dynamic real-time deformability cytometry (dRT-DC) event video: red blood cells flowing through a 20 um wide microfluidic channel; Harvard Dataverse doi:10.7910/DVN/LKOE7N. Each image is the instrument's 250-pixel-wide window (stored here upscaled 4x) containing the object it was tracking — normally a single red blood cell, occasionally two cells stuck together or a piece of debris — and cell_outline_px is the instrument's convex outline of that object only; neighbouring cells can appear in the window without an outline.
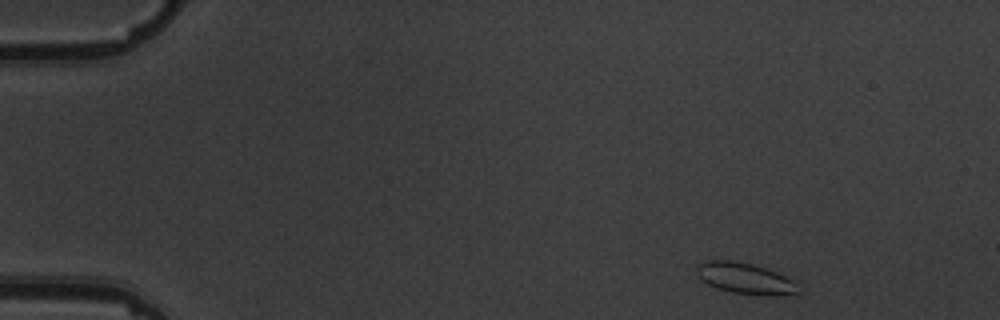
{"species": "common noctule bat (a hibernating species)", "species_latin": "Nyctalus noctula", "temperature_condition": "warm", "stored_images_in_passage": 4, "camera_frame_rate_fps": 3000, "um_per_image_px": 0.085, "animal": {"sex": "male", "body_mass_g": 19.5, "forearm_length_mm": 54.6}, "frame": {"image": 1, "passage_image": 1, "time_ms": 0.0, "image_size_px": [1000, 320], "cell_outline_px": [[800, 292], [780, 296], [764, 296], [732, 292], [716, 288], [700, 280], [696, 276], [696, 264], [704, 260], [732, 260], [752, 264], [776, 272], [792, 280], [796, 284]], "centroid_in_image_um": [63.28, 23.66], "position_along_channel_um": 21.7, "area_um2": 18.61}}
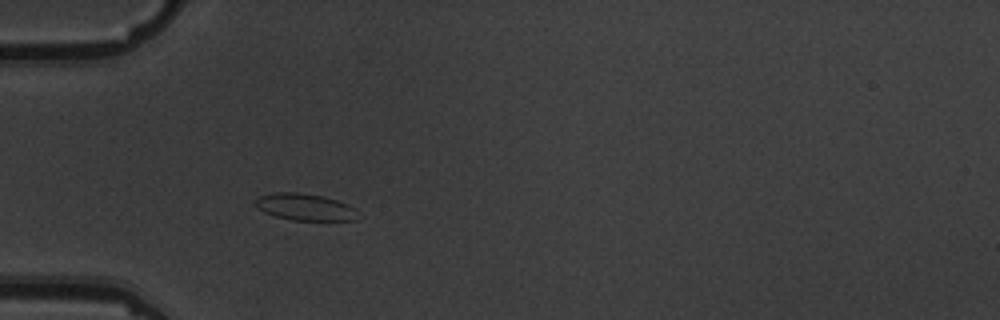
{"frame": {"image": 2, "passage_image": 4, "time_ms": 3.667, "image_size_px": [1000, 320], "cell_outline_px": [[356, 220], [292, 220], [276, 216], [264, 212], [256, 204], [256, 200], [260, 196], [272, 192], [296, 192], [324, 196], [348, 204], [352, 208]], "centroid_in_image_um": [25.88, 17.58], "position_along_channel_um": 59.1, "area_um2": 15.61}}